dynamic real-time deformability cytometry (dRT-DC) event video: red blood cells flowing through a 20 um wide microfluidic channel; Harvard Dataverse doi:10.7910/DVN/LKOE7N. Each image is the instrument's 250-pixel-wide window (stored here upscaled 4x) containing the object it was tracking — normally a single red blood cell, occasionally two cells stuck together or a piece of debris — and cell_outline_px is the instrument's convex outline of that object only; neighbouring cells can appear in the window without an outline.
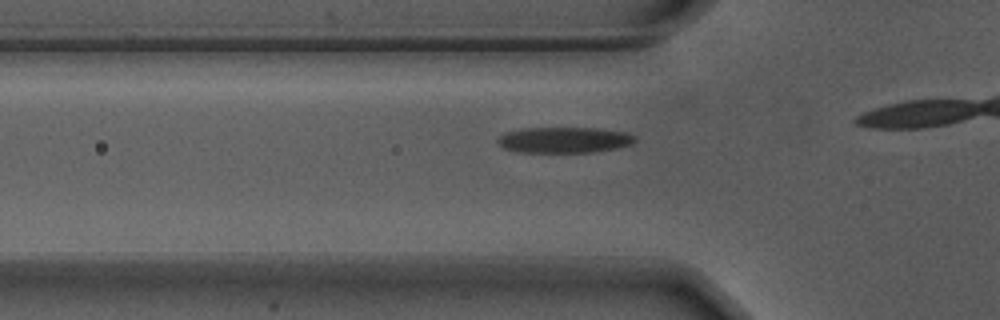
{"species": "Egyptian fruit bat (a non-hibernating species)", "species_latin": "Rousettus aegyptiacus", "temperature_condition": "warm", "stored_images_in_passage": 9, "camera_frame_rate_fps": 3000, "um_per_image_px": 0.085, "animal": {"sex": "male"}, "frame": {"image": 1, "passage_image": 4, "time_ms": 1.0, "image_size_px": [1000, 320], "cell_outline_px": [[636, 140], [632, 144], [616, 148], [592, 152], [520, 152], [504, 148], [496, 140], [504, 132], [520, 128], [596, 128], [628, 132], [636, 136]], "centroid_in_image_um": [47.97, 11.88], "position_along_channel_um": 77.8, "area_um2": 20.75}}
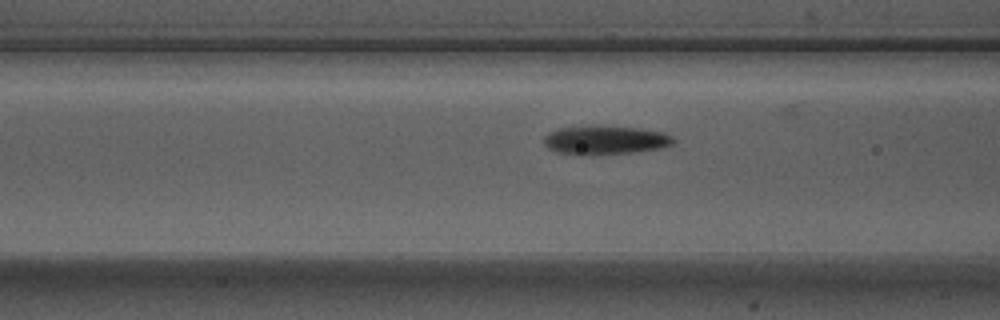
{"frame": {"image": 2, "passage_image": 7, "time_ms": 2.0, "image_size_px": [1000, 320], "cell_outline_px": [[676, 140], [672, 144], [660, 148], [632, 152], [556, 152], [548, 148], [544, 144], [544, 136], [548, 132], [560, 128], [640, 128], [664, 132], [672, 136]], "centroid_in_image_um": [51.51, 11.89], "position_along_channel_um": 115.1, "area_um2": 20.06}}